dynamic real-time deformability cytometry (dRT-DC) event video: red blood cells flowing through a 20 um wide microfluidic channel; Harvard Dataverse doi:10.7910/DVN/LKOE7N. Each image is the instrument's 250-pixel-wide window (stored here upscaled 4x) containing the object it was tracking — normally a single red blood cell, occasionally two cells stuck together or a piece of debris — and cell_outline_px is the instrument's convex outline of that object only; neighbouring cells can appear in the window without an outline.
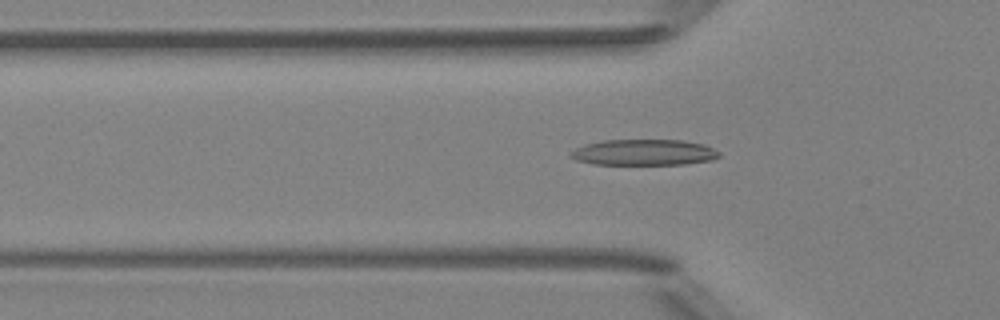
{"species": "Egyptian fruit bat (a non-hibernating species)", "species_latin": "Rousettus aegyptiacus", "temperature_condition": "room temperature", "stored_images_in_passage": 35, "camera_frame_rate_fps": 3000, "um_per_image_px": 0.085, "animal": {"sex": "female"}, "frame": {"image": 1, "passage_image": 5, "time_ms": 1.333, "image_size_px": [1000, 320], "cell_outline_px": [[720, 156], [712, 160], [684, 164], [592, 164], [576, 160], [568, 156], [568, 152], [584, 144], [600, 140], [680, 140], [704, 144], [720, 152]], "centroid_in_image_um": [54.68, 12.95], "position_along_channel_um": 71.1, "area_um2": 22.6}}
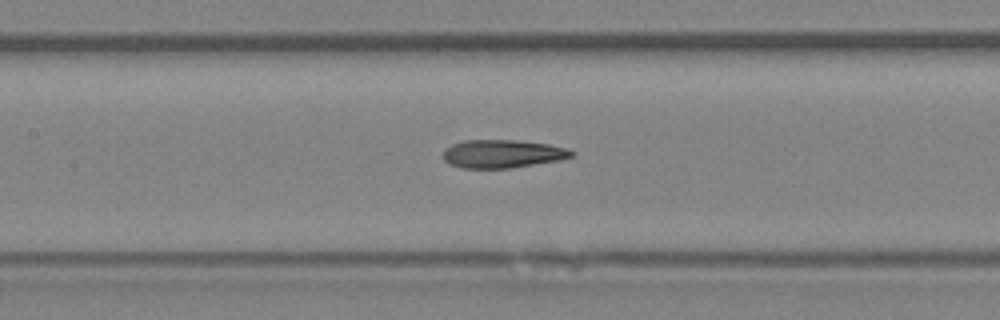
{"frame": {"image": 2, "passage_image": 12, "time_ms": 3.667, "image_size_px": [1000, 320], "cell_outline_px": [[576, 152], [572, 156], [560, 160], [512, 168], [464, 168], [448, 164], [440, 156], [444, 148], [452, 144], [464, 140], [520, 140], [548, 144], [568, 148]], "centroid_in_image_um": [42.68, 13.07], "position_along_channel_um": 164.7, "area_um2": 21.44}}
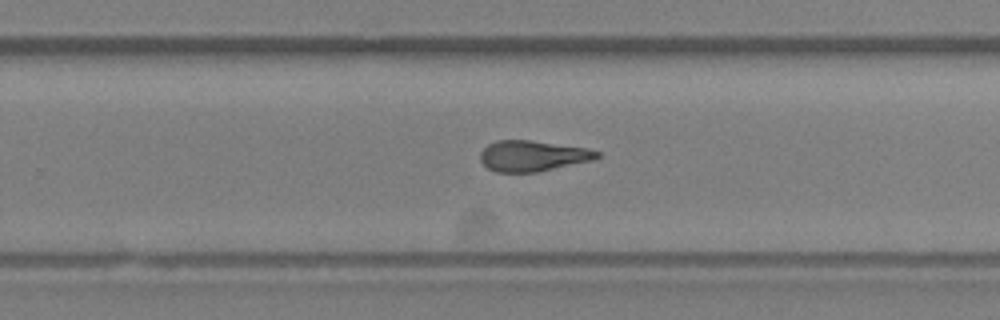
{"frame": {"image": 3, "passage_image": 21, "time_ms": 6.667, "image_size_px": [1000, 320], "cell_outline_px": [[600, 156], [592, 160], [536, 172], [496, 172], [488, 168], [480, 160], [480, 152], [488, 144], [496, 140], [528, 140], [588, 148], [600, 152]], "centroid_in_image_um": [45.25, 13.24], "position_along_channel_um": 284.5, "area_um2": 20.75}, "authors_computed_cell_mechanics": {"area_um2": 21.386, "velocity_mm_per_s": 4.0077, "shape_relaxation_time_tau1_ms": 6.3337, "shape_relaxation_time_tau2_ms": 2.9619, "deformation_change_tau1": 0.2082, "deformation_change_tau2": 0.1321}}